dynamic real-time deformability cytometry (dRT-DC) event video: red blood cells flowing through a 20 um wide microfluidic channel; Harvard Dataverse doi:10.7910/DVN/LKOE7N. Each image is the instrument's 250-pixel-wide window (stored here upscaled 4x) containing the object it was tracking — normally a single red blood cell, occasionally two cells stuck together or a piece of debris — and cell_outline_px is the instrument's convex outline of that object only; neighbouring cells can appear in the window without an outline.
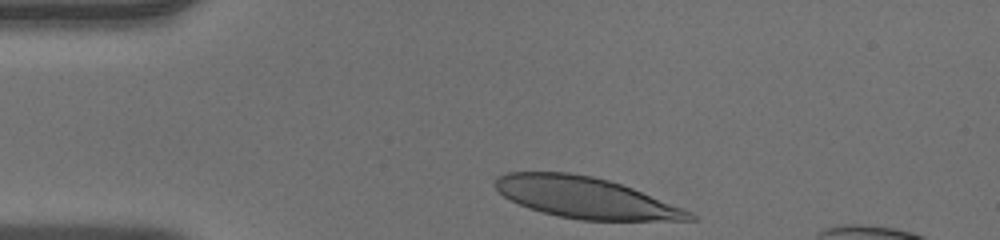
{"species": "human", "species_latin": "Homo sapiens", "temperature_condition": "warm", "stored_images_in_passage": 30, "camera_frame_rate_fps": 3000, "um_per_image_px": 0.085, "donor": {"sex": "male"}, "frame": {"image": 1, "passage_image": 1, "time_ms": 0.0, "image_size_px": [1000, 240], "cell_outline_px": [[696, 220], [580, 220], [556, 216], [528, 208], [504, 196], [492, 184], [496, 176], [508, 172], [568, 172], [592, 176], [608, 180], [632, 188], [692, 212], [696, 216]], "centroid_in_image_um": [49.72, 16.8], "position_along_channel_um": 35.3, "area_um2": 46.18}}
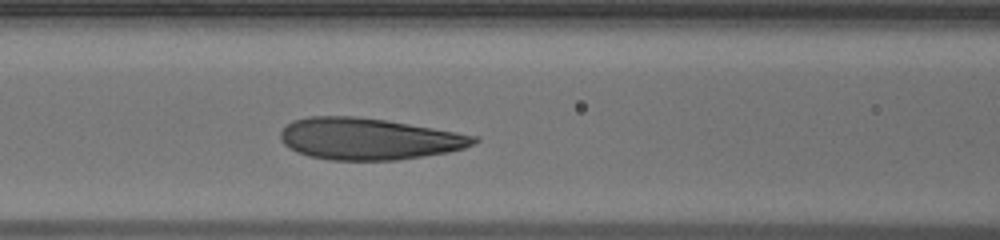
{"frame": {"image": 2, "passage_image": 11, "time_ms": 3.333, "image_size_px": [1000, 240], "cell_outline_px": [[480, 140], [464, 148], [448, 152], [396, 160], [328, 160], [308, 156], [296, 152], [288, 148], [280, 140], [280, 132], [292, 120], [308, 116], [352, 116], [388, 120], [456, 132], [476, 136]], "centroid_in_image_um": [31.29, 11.8], "position_along_channel_um": 135.3, "area_um2": 46.99}}
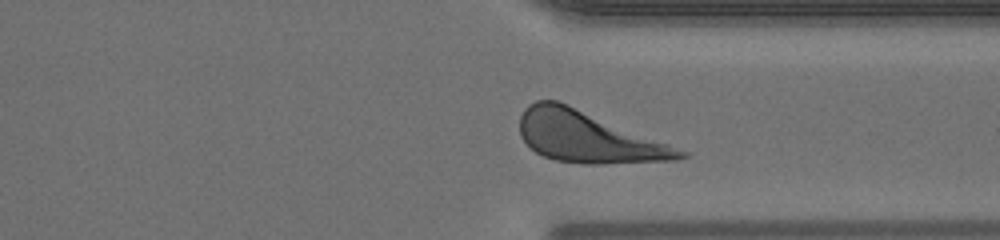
{"frame": {"image": 3, "passage_image": 27, "time_ms": 8.667, "image_size_px": [1000, 240], "cell_outline_px": [[688, 156], [680, 160], [600, 164], [584, 164], [556, 160], [544, 156], [536, 152], [520, 136], [520, 116], [524, 108], [528, 104], [536, 100], [556, 100], [568, 104], [688, 152]], "centroid_in_image_um": [49.96, 11.65], "position_along_channel_um": 361.4, "area_um2": 47.28}}